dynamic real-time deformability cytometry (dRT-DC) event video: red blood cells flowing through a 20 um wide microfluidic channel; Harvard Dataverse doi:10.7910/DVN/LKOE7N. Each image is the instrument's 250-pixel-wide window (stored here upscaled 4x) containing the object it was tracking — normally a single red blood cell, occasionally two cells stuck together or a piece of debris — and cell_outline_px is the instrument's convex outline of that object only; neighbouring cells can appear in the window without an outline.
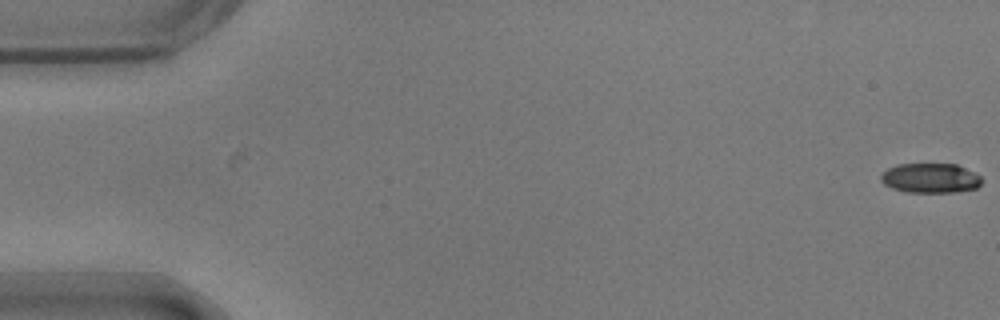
{"species": "common noctule bat (a hibernating species)", "species_latin": "Nyctalus noctula", "temperature_condition": "warm", "stored_images_in_passage": 18, "camera_frame_rate_fps": 3000, "um_per_image_px": 0.085, "animal": {"sex": "male", "body_mass_g": 17.9}, "frame": {"image": 1, "passage_image": 1, "time_ms": 0.0, "image_size_px": [1000, 320], "cell_outline_px": [[980, 184], [976, 188], [956, 192], [908, 192], [892, 188], [884, 184], [880, 180], [880, 176], [888, 168], [896, 164], [956, 164], [980, 176]], "centroid_in_image_um": [79.04, 15.14], "position_along_channel_um": 6.0, "area_um2": 17.28}}
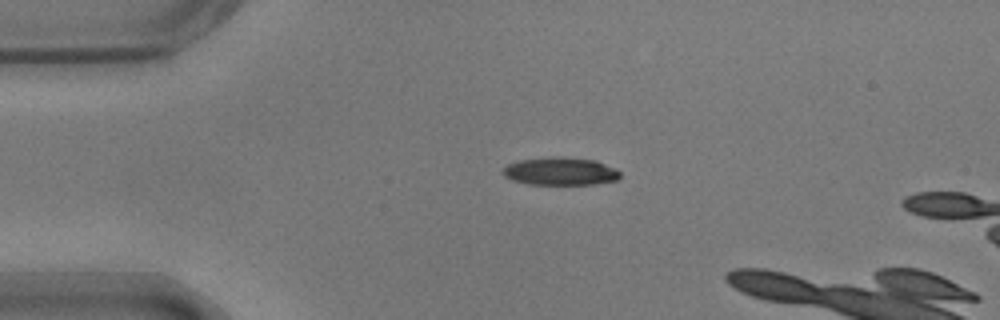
{"frame": {"image": 2, "passage_image": 13, "time_ms": 4.0, "image_size_px": [1000, 320], "cell_outline_px": [[620, 176], [616, 180], [596, 184], [528, 184], [512, 180], [504, 176], [500, 172], [508, 164], [520, 160], [552, 156], [560, 156], [596, 160], [616, 168], [620, 172]], "centroid_in_image_um": [47.63, 14.55], "position_along_channel_um": 37.4, "area_um2": 19.19}}